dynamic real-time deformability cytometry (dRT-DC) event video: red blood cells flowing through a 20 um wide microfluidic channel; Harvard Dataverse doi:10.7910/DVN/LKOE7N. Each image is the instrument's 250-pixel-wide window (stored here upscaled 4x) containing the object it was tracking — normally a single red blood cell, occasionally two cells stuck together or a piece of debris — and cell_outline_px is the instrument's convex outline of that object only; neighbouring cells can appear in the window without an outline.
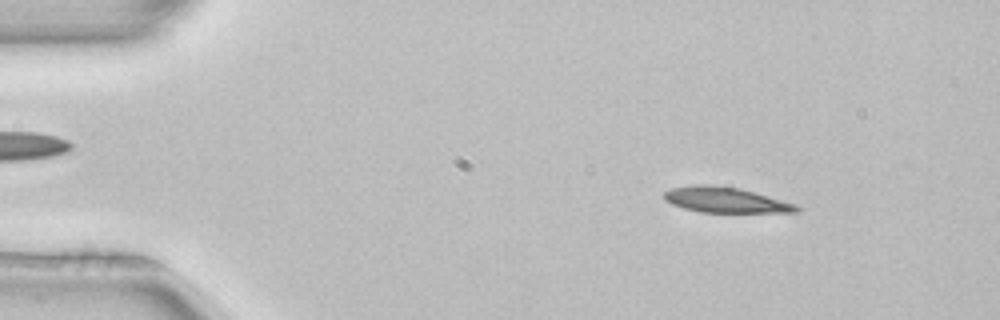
{"species": "common noctule bat (a hibernating species)", "species_latin": "Nyctalus noctula", "temperature_condition": "room temperature", "stored_images_in_passage": 44, "camera_frame_rate_fps": 3000, "um_per_image_px": 0.085, "animal": {"sex": "female", "body_mass_g": 22.7, "forearm_length_mm": 54.2}, "frame": {"image": 1, "passage_image": 6, "time_ms": 1.667, "image_size_px": [1000, 320], "cell_outline_px": [[800, 212], [700, 212], [684, 208], [672, 204], [664, 200], [664, 192], [672, 188], [700, 184], [712, 184], [740, 188], [796, 204], [800, 208]], "centroid_in_image_um": [61.66, 16.99], "position_along_channel_um": 23.3, "area_um2": 19.54}}
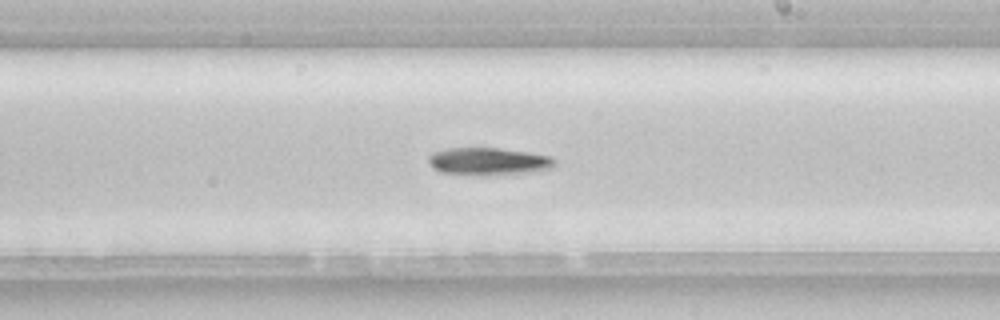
{"frame": {"image": 2, "passage_image": 29, "time_ms": 9.333, "image_size_px": [1000, 320], "cell_outline_px": [[556, 164], [552, 168], [540, 172], [484, 176], [440, 172], [432, 168], [428, 164], [428, 156], [432, 152], [448, 148], [500, 148], [528, 152], [548, 156], [556, 160]], "centroid_in_image_um": [41.53, 13.74], "position_along_channel_um": 247.5, "area_um2": 20.75}, "authors_computed_cell_mechanics": {"area_um2": 20.0855, "velocity_mm_per_s": 3.9589, "shape_relaxation_time_tau1_ms": 4.9003, "shape_relaxation_time_tau2_ms": null, "deformation_change_tau1": 0.1124, "deformation_change_tau2": null}}